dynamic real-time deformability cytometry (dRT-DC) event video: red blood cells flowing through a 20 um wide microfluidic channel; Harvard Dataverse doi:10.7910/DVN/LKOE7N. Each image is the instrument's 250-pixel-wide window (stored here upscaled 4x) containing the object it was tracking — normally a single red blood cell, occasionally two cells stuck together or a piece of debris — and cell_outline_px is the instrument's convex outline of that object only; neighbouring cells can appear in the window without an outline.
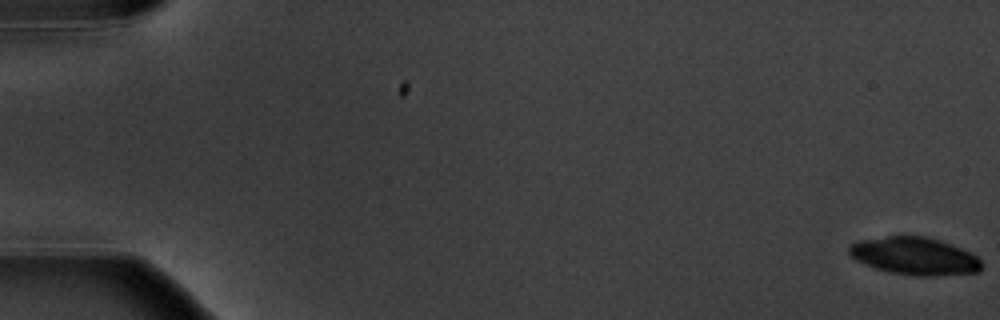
{"species": "common noctule bat (a hibernating species)", "species_latin": "Nyctalus noctula", "temperature_condition": "warm", "stored_images_in_passage": 5, "camera_frame_rate_fps": 3000, "um_per_image_px": 0.085, "animal": {"sex": "male", "body_mass_g": 20.1, "forearm_length_mm": 53.5}, "frame": {"image": 1, "passage_image": 1, "time_ms": 0.0, "image_size_px": [1000, 320], "cell_outline_px": [[984, 264], [980, 272], [932, 276], [916, 276], [892, 272], [876, 268], [856, 260], [848, 252], [848, 244], [856, 240], [888, 236], [928, 236], [952, 244], [976, 256]], "centroid_in_image_um": [77.74, 21.75], "position_along_channel_um": 7.3, "area_um2": 29.13}}